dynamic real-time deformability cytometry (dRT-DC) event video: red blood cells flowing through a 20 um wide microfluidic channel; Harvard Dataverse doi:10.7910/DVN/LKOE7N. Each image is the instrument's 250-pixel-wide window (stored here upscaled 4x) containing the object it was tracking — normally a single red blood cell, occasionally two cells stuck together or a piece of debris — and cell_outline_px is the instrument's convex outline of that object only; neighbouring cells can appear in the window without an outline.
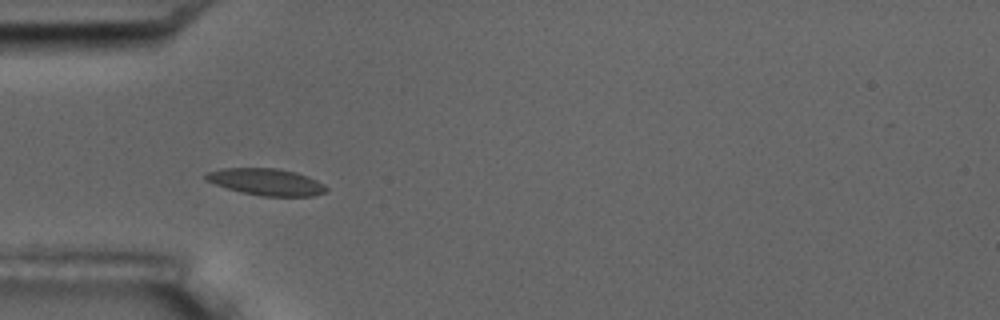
{"species": "common noctule bat (a hibernating species)", "species_latin": "Nyctalus noctula", "temperature_condition": "room temperature", "stored_images_in_passage": 7, "camera_frame_rate_fps": 3000, "um_per_image_px": 0.085, "animal": {"sex": "male", "body_mass_g": 17.5, "forearm_length_mm": 52.3}, "frame": {"image": 1, "passage_image": 5, "time_ms": 6.333, "image_size_px": [1000, 320], "cell_outline_px": [[328, 192], [312, 196], [260, 196], [240, 192], [204, 180], [204, 176], [208, 172], [220, 168], [276, 168], [296, 172], [308, 176], [324, 184], [328, 188]], "centroid_in_image_um": [22.65, 15.46], "position_along_channel_um": 62.4, "area_um2": 18.9}}